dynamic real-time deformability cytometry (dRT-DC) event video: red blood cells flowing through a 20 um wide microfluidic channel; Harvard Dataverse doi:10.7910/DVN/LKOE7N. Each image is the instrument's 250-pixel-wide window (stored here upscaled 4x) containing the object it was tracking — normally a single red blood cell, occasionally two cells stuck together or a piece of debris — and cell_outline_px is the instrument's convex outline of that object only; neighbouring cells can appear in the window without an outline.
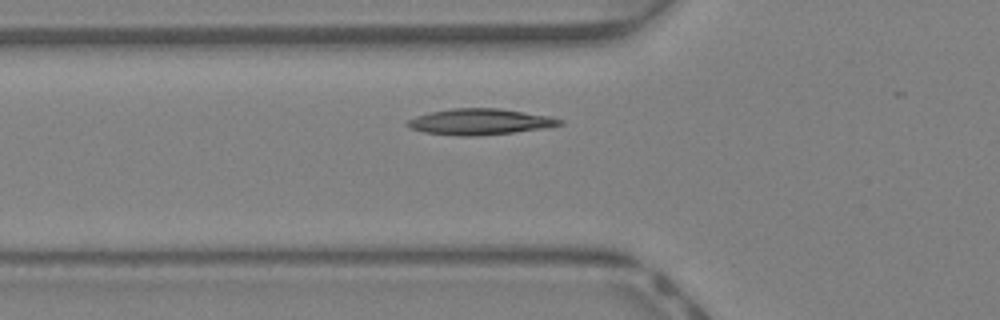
{"species": "Egyptian fruit bat (a non-hibernating species)", "species_latin": "Rousettus aegyptiacus", "temperature_condition": "warm", "stored_images_in_passage": 32, "camera_frame_rate_fps": 3000, "um_per_image_px": 0.085, "animal": {"sex": "female"}, "frame": {"image": 1, "passage_image": 5, "time_ms": 1.333, "image_size_px": [1000, 320], "cell_outline_px": [[564, 124], [544, 128], [512, 132], [472, 136], [460, 136], [424, 132], [408, 128], [404, 124], [408, 120], [416, 116], [432, 112], [452, 108], [500, 108], [552, 116], [564, 120]], "centroid_in_image_um": [40.81, 10.34], "position_along_channel_um": 85.0, "area_um2": 23.12}}
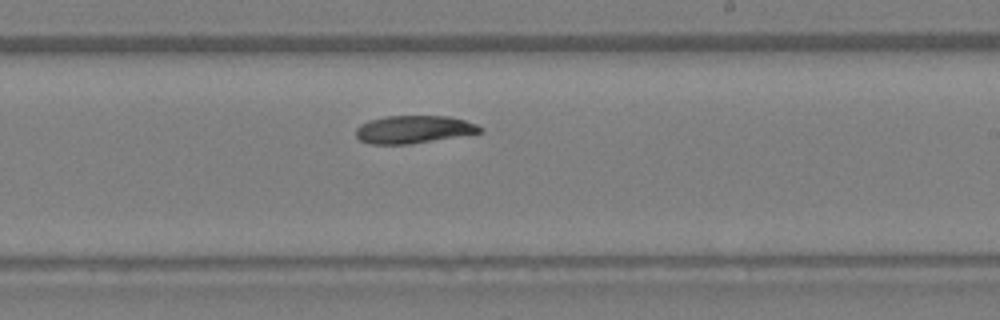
{"frame": {"image": 2, "passage_image": 16, "time_ms": 5.0, "image_size_px": [1000, 320], "cell_outline_px": [[484, 132], [408, 144], [372, 144], [360, 140], [356, 136], [356, 128], [360, 124], [384, 116], [448, 116], [464, 120], [476, 124], [484, 128]], "centroid_in_image_um": [35.18, 11.0], "position_along_channel_um": 253.8, "area_um2": 19.94}}
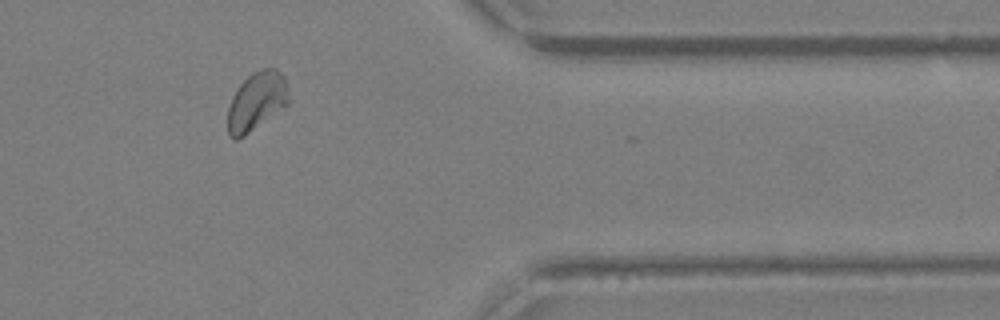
{"frame": {"image": 3, "passage_image": 26, "time_ms": 8.333, "image_size_px": [1000, 320], "cell_outline_px": [[288, 104], [244, 136], [236, 140], [232, 140], [228, 136], [228, 108], [232, 96], [240, 84], [252, 72], [260, 68], [276, 68], [284, 76], [288, 88]], "centroid_in_image_um": [21.79, 8.6], "position_along_channel_um": 389.6, "area_um2": 20.81}, "authors_computed_cell_mechanics": {"area_um2": 20.6346, "velocity_mm_per_s": 4.6065, "shape_relaxation_time_tau1_ms": 5.2154, "shape_relaxation_time_tau2_ms": null, "deformation_change_tau1": 0.1342, "deformation_change_tau2": null}}